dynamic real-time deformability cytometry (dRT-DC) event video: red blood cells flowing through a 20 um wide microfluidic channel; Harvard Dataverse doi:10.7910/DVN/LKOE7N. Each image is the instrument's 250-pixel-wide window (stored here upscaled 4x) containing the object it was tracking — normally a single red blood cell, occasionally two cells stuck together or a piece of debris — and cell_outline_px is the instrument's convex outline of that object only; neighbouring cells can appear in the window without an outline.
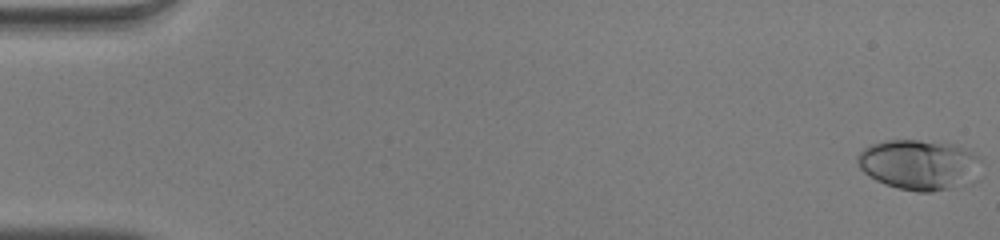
{"species": "human", "species_latin": "Homo sapiens", "temperature_condition": "warm", "stored_images_in_passage": 52, "camera_frame_rate_fps": 3000, "um_per_image_px": 0.085, "donor": {"sex": "male"}, "frame": {"image": 1, "passage_image": 1, "time_ms": 0.0, "image_size_px": [1000, 240], "cell_outline_px": [[984, 160], [948, 188], [932, 192], [916, 192], [896, 188], [884, 184], [868, 176], [860, 168], [856, 160], [856, 156], [864, 148], [872, 144], [884, 140], [916, 140], [952, 144], [968, 148]], "centroid_in_image_um": [77.94, 13.95], "position_along_channel_um": 7.1, "area_um2": 34.97}}
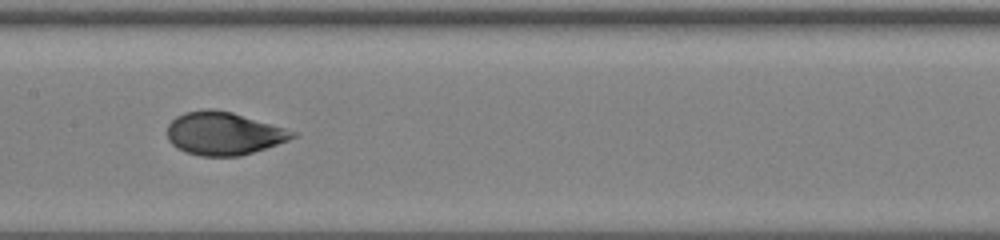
{"frame": {"image": 2, "passage_image": 27, "time_ms": 8.667, "image_size_px": [1000, 240], "cell_outline_px": [[296, 136], [288, 140], [240, 156], [200, 156], [184, 152], [176, 148], [168, 140], [168, 124], [176, 116], [184, 112], [208, 108], [212, 108], [232, 112], [284, 128], [296, 132]], "centroid_in_image_um": [18.95, 11.34], "position_along_channel_um": 188.4, "area_um2": 31.21}}
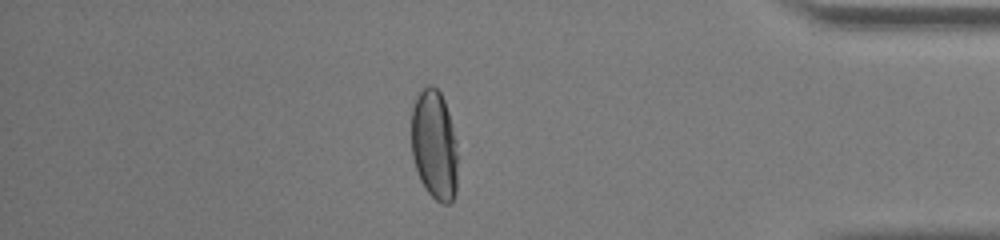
{"frame": {"image": 3, "passage_image": 45, "time_ms": 14.667, "image_size_px": [1000, 240], "cell_outline_px": [[456, 192], [452, 200], [448, 204], [440, 204], [428, 192], [420, 180], [412, 156], [412, 108], [416, 96], [428, 84], [432, 84], [440, 92], [444, 100], [448, 112], [456, 140]], "centroid_in_image_um": [36.91, 12.32], "position_along_channel_um": 398.3, "area_um2": 29.54}, "authors_computed_cell_mechanics": {"area_um2": 31.6744, "velocity_mm_per_s": 4.0313, "shape_relaxation_time_tau1_ms": 7.2738, "shape_relaxation_time_tau2_ms": null, "deformation_change_tau1": 0.2849, "deformation_change_tau2": null}}